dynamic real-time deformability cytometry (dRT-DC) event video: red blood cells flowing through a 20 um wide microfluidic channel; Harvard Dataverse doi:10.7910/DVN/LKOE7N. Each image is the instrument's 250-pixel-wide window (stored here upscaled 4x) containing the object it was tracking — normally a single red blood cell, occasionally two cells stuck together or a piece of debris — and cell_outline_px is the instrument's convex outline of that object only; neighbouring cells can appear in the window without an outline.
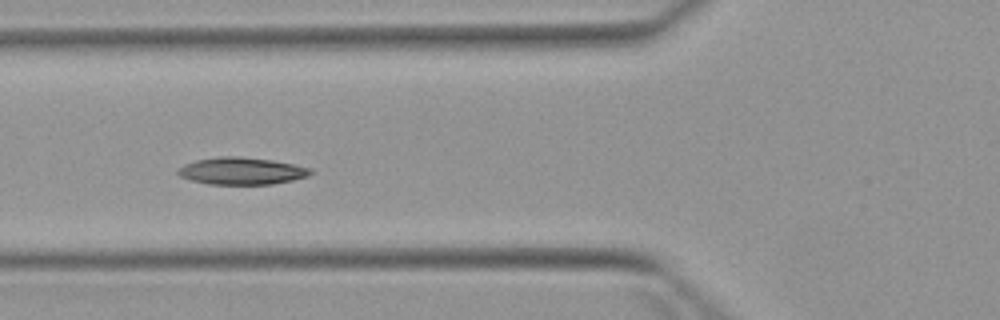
{"species": "Egyptian fruit bat (a non-hibernating species)", "species_latin": "Rousettus aegyptiacus", "temperature_condition": "warm", "stored_images_in_passage": 6, "camera_frame_rate_fps": 3000, "um_per_image_px": 0.085, "animal": {"sex": "female"}, "frame": {"image": 1, "passage_image": 4, "time_ms": 3.333, "image_size_px": [1000, 320], "cell_outline_px": [[312, 172], [308, 176], [292, 180], [272, 184], [208, 184], [192, 180], [180, 176], [176, 172], [176, 168], [184, 164], [196, 160], [220, 156], [240, 156], [272, 160], [312, 168]], "centroid_in_image_um": [20.51, 14.52], "position_along_channel_um": 105.3, "area_um2": 20.98}}
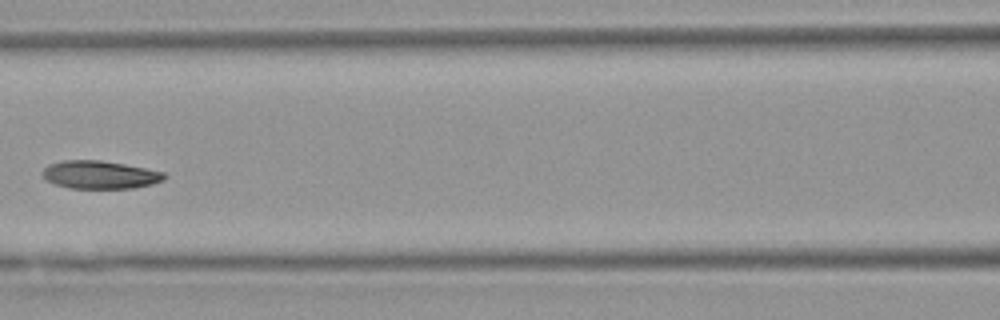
{"frame": {"image": 2, "passage_image": 5, "time_ms": 4.667, "image_size_px": [1000, 320], "cell_outline_px": [[168, 176], [164, 180], [152, 184], [132, 188], [68, 188], [44, 180], [44, 168], [48, 164], [64, 160], [100, 160], [124, 164], [164, 172]], "centroid_in_image_um": [8.5, 14.85], "position_along_channel_um": 158.1, "area_um2": 19.83}}
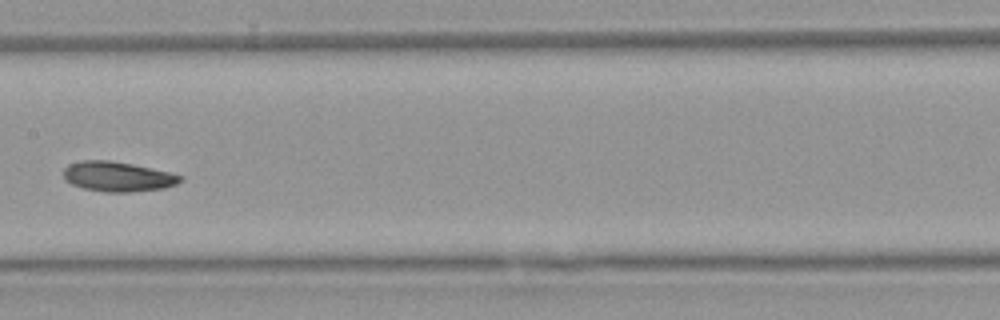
{"frame": {"image": 3, "passage_image": 6, "time_ms": 5.667, "image_size_px": [1000, 320], "cell_outline_px": [[184, 180], [176, 184], [164, 188], [128, 192], [108, 192], [84, 188], [72, 184], [64, 180], [64, 168], [68, 164], [80, 160], [108, 160], [132, 164], [168, 172], [184, 176]], "centroid_in_image_um": [10.0, 15.0], "position_along_channel_um": 197.4, "area_um2": 20.29}}